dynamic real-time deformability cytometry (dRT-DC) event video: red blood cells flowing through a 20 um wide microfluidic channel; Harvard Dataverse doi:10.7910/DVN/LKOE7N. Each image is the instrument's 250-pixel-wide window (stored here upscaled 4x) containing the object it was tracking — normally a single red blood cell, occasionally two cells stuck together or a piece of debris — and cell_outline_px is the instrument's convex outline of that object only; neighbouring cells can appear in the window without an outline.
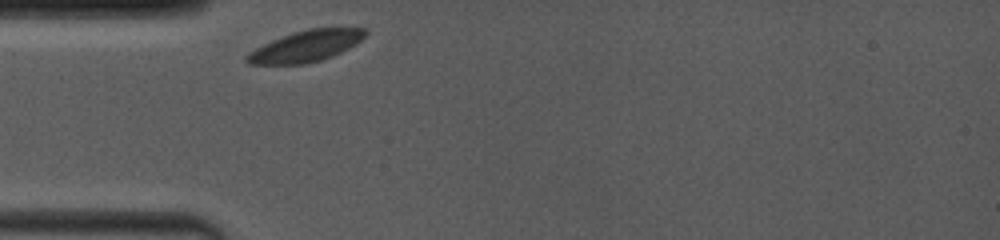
{"species": "common noctule bat (a hibernating species)", "species_latin": "Nyctalus noctula", "temperature_condition": "room temperature", "stored_images_in_passage": 22, "camera_frame_rate_fps": 4000, "um_per_image_px": 0.085, "animal": {"sex": "female", "body_mass_g": 19.0, "forearm_length_mm": 53.3}, "frame": {"image": 1, "passage_image": 1, "time_ms": 0.0, "image_size_px": [1000, 240], "cell_outline_px": [[368, 32], [356, 44], [332, 56], [320, 60], [304, 64], [248, 64], [244, 60], [244, 56], [248, 52], [272, 40], [292, 32], [308, 28], [368, 28]], "centroid_in_image_um": [25.98, 3.92], "position_along_channel_um": 59.0, "area_um2": 21.5}}
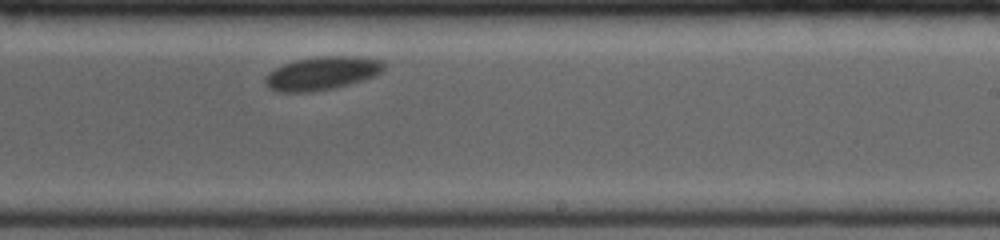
{"frame": {"image": 2, "passage_image": 13, "time_ms": 5.75, "image_size_px": [1000, 240], "cell_outline_px": [[384, 68], [380, 72], [372, 76], [348, 84], [332, 88], [312, 92], [276, 92], [268, 88], [264, 84], [264, 80], [276, 68], [284, 64], [296, 60], [320, 56], [360, 56], [380, 60], [384, 64]], "centroid_in_image_um": [27.34, 6.23], "position_along_channel_um": 261.7, "area_um2": 22.72}}
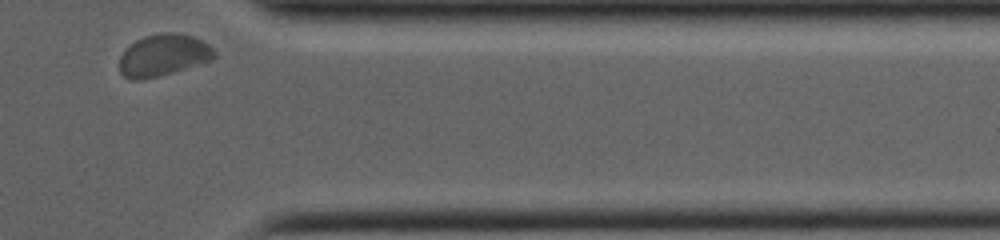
{"frame": {"image": 3, "passage_image": 22, "time_ms": 9.5, "image_size_px": [1000, 240], "cell_outline_px": [[216, 56], [212, 60], [172, 72], [144, 80], [132, 80], [124, 76], [120, 72], [120, 56], [136, 40], [144, 36], [160, 32], [172, 32], [192, 36], [208, 44], [216, 52]], "centroid_in_image_um": [13.88, 4.69], "position_along_channel_um": 397.5, "area_um2": 22.95}}